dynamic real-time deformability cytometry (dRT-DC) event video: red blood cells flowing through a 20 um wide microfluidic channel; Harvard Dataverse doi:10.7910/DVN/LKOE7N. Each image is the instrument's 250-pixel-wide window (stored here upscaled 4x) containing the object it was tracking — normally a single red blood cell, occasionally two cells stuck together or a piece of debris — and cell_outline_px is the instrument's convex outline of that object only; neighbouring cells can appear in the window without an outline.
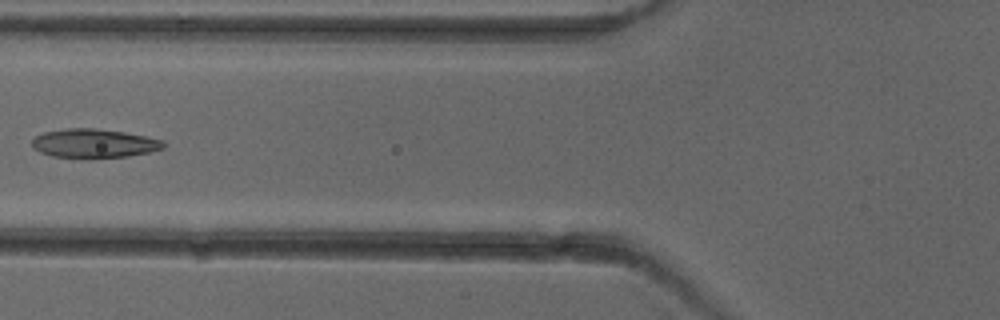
{"species": "common noctule bat (a hibernating species)", "species_latin": "Nyctalus noctula", "temperature_condition": "cold", "stored_images_in_passage": 6, "camera_frame_rate_fps": 3000, "um_per_image_px": 0.085, "animal": {"sex": "female"}, "frame": {"image": 1, "passage_image": 6, "time_ms": 6.667, "image_size_px": [1000, 320], "cell_outline_px": [[164, 148], [148, 152], [128, 156], [88, 160], [52, 156], [40, 152], [32, 148], [32, 140], [36, 136], [44, 132], [68, 128], [96, 128], [124, 132], [164, 140]], "centroid_in_image_um": [7.96, 12.21], "position_along_channel_um": 117.8, "area_um2": 22.6}}